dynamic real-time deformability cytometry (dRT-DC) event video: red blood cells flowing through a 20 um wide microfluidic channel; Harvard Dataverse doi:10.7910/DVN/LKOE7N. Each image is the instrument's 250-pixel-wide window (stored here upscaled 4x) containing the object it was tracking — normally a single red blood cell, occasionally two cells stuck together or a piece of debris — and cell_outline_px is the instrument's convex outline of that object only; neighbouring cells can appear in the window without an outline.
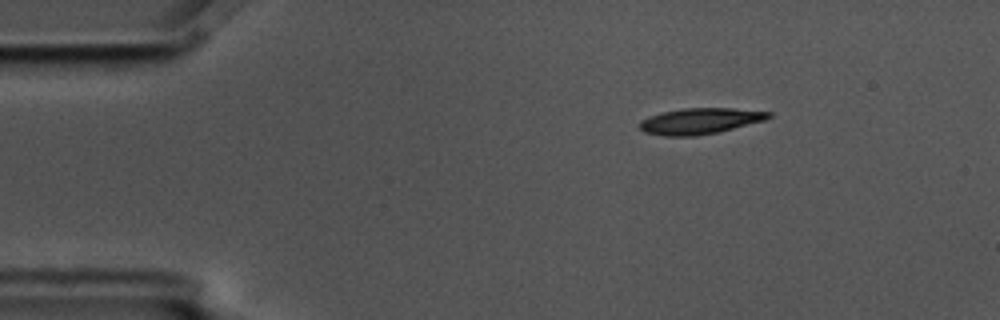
{"species": "common noctule bat (a hibernating species)", "species_latin": "Nyctalus noctula", "temperature_condition": "cold", "stored_images_in_passage": 2, "camera_frame_rate_fps": 3000, "um_per_image_px": 0.085, "animal": {"sex": "male", "body_mass_g": 17.5, "forearm_length_mm": 52.3}, "frame": {"image": 1, "passage_image": 1, "time_ms": 0.0, "image_size_px": [1000, 320], "cell_outline_px": [[772, 116], [764, 120], [716, 132], [696, 136], [664, 136], [644, 132], [640, 128], [640, 120], [648, 116], [664, 112], [684, 108], [732, 108], [772, 112]], "centroid_in_image_um": [59.47, 10.28], "position_along_channel_um": 25.5, "area_um2": 19.31}}